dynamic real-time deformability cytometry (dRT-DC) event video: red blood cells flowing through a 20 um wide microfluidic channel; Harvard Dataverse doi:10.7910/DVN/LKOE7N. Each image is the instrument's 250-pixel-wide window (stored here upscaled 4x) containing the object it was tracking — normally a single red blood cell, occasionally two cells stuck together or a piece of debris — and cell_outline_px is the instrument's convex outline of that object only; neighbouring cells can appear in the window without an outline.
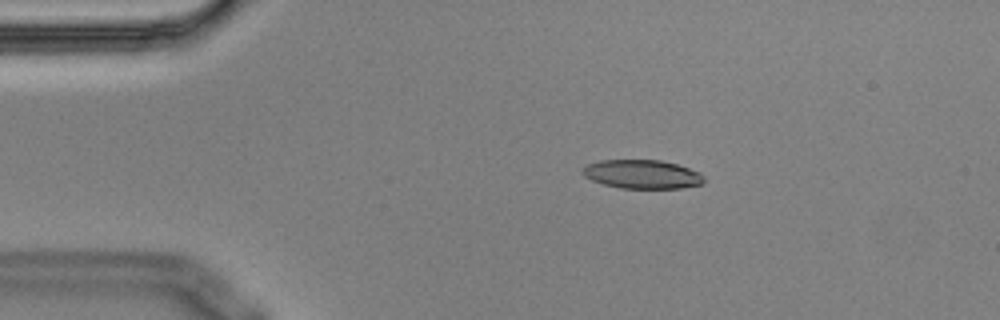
{"species": "Egyptian fruit bat (a non-hibernating species)", "species_latin": "Rousettus aegyptiacus", "temperature_condition": "cold", "stored_images_in_passage": 8, "camera_frame_rate_fps": 3000, "um_per_image_px": 0.085, "animal": {"sex": "male"}, "frame": {"image": 1, "passage_image": 3, "time_ms": 0.667, "image_size_px": [1000, 320], "cell_outline_px": [[704, 184], [680, 188], [620, 188], [604, 184], [592, 180], [584, 176], [580, 172], [588, 164], [600, 160], [660, 160], [676, 164], [700, 172], [704, 176]], "centroid_in_image_um": [54.6, 14.81], "position_along_channel_um": 30.4, "area_um2": 20.35}}
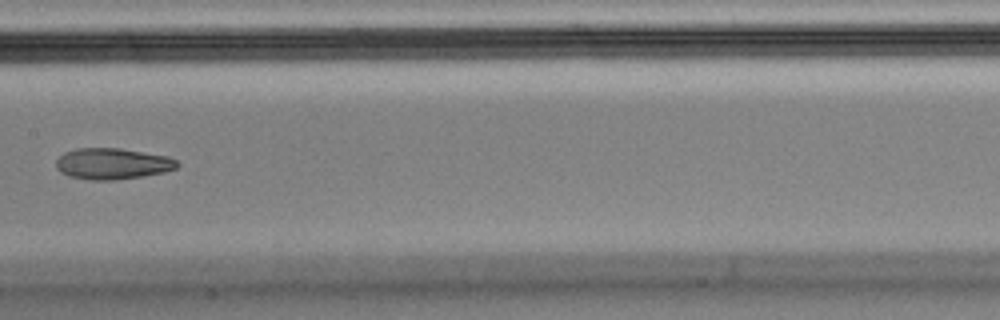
{"frame": {"image": 2, "passage_image": 8, "time_ms": 2.333, "image_size_px": [1000, 320], "cell_outline_px": [[180, 164], [176, 168], [164, 172], [144, 176], [116, 180], [88, 180], [68, 176], [60, 172], [56, 168], [56, 160], [64, 152], [76, 148], [120, 148], [168, 156], [176, 160]], "centroid_in_image_um": [9.54, 13.92], "position_along_channel_um": 197.9, "area_um2": 22.2}}